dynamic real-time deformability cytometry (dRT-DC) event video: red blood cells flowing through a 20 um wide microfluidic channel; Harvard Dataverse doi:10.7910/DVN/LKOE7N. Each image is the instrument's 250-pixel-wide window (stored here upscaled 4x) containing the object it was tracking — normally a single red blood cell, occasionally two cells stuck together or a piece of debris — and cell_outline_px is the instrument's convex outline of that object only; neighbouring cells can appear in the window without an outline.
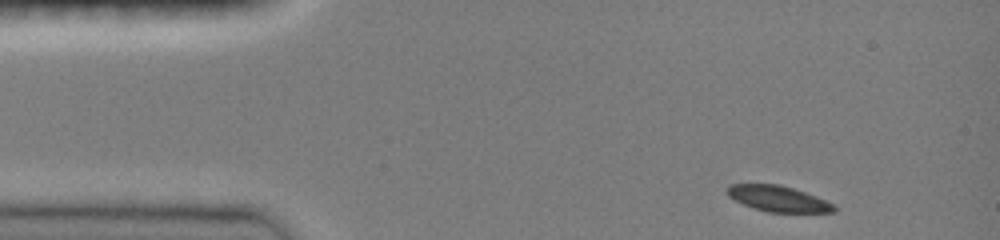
{"species": "common noctule bat (a hibernating species)", "species_latin": "Nyctalus noctula", "temperature_condition": "room temperature", "stored_images_in_passage": 5, "camera_frame_rate_fps": 3000, "um_per_image_px": 0.085, "animal": {"sex": "female", "body_mass_g": 19.0, "forearm_length_mm": 51.5}, "frame": {"image": 1, "passage_image": 1, "time_ms": 0.0, "image_size_px": [1000, 240], "cell_outline_px": [[836, 212], [768, 212], [752, 208], [728, 196], [728, 184], [780, 184], [816, 196], [832, 204], [836, 208]], "centroid_in_image_um": [66.13, 16.89], "position_along_channel_um": 18.9, "area_um2": 15.84}}
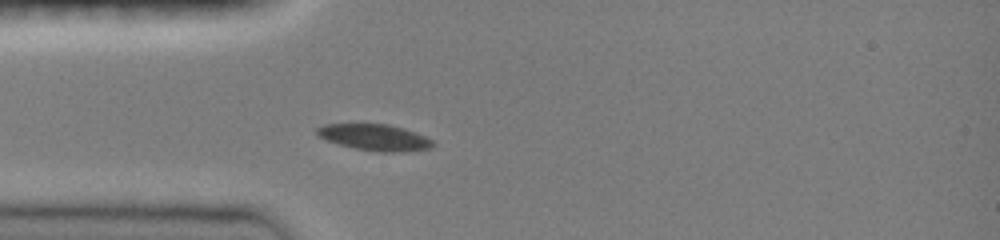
{"frame": {"image": 2, "passage_image": 5, "time_ms": 2.667, "image_size_px": [1000, 240], "cell_outline_px": [[436, 144], [432, 148], [404, 152], [380, 152], [356, 148], [324, 140], [316, 136], [316, 128], [324, 124], [388, 124], [404, 128], [416, 132], [432, 140]], "centroid_in_image_um": [31.85, 11.68], "position_along_channel_um": 53.1, "area_um2": 17.92}}